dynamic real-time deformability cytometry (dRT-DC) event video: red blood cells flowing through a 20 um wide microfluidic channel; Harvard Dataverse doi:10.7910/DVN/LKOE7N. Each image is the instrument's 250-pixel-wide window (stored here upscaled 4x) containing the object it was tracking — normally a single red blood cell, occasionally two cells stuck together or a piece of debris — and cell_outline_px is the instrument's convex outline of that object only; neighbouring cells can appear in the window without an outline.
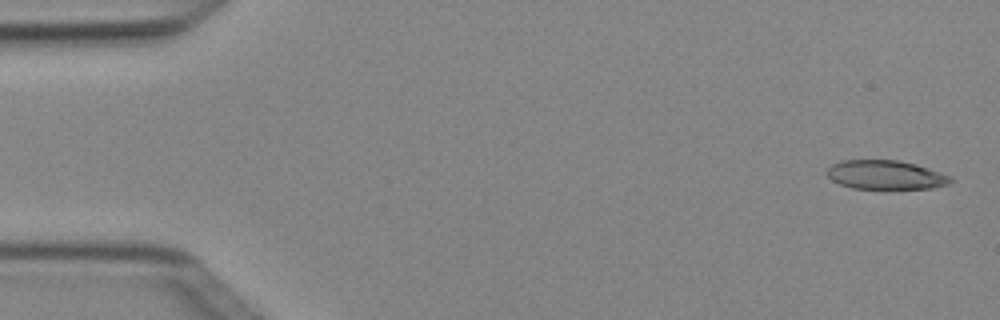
{"species": "Egyptian fruit bat (a non-hibernating species)", "species_latin": "Rousettus aegyptiacus", "temperature_condition": "cold", "stored_images_in_passage": 4, "camera_frame_rate_fps": 3000, "um_per_image_px": 0.085, "animal": {"sex": "female"}, "frame": {"image": 1, "passage_image": 1, "time_ms": 0.0, "image_size_px": [1000, 320], "cell_outline_px": [[956, 180], [948, 184], [932, 188], [852, 188], [840, 184], [832, 180], [828, 176], [828, 168], [832, 164], [840, 160], [900, 160], [916, 164], [952, 176]], "centroid_in_image_um": [75.31, 14.85], "position_along_channel_um": 9.7, "area_um2": 20.87}}
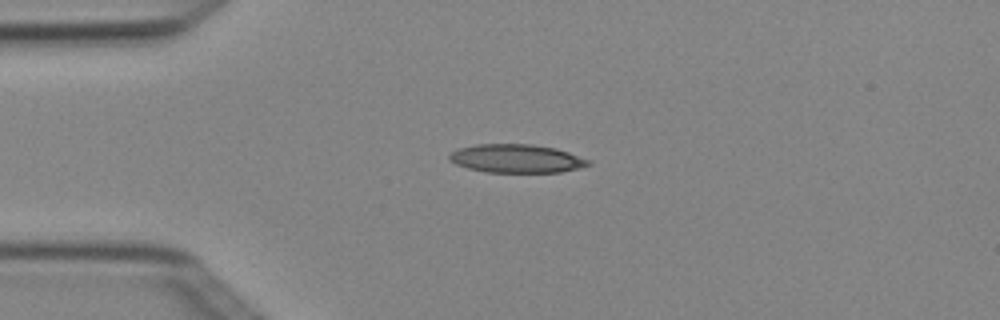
{"frame": {"image": 2, "passage_image": 4, "time_ms": 1.0, "image_size_px": [1000, 320], "cell_outline_px": [[592, 164], [580, 168], [560, 172], [484, 172], [468, 168], [456, 164], [448, 160], [448, 156], [452, 152], [460, 148], [476, 144], [532, 144], [556, 148], [592, 160]], "centroid_in_image_um": [43.93, 13.48], "position_along_channel_um": 41.1, "area_um2": 23.18}}